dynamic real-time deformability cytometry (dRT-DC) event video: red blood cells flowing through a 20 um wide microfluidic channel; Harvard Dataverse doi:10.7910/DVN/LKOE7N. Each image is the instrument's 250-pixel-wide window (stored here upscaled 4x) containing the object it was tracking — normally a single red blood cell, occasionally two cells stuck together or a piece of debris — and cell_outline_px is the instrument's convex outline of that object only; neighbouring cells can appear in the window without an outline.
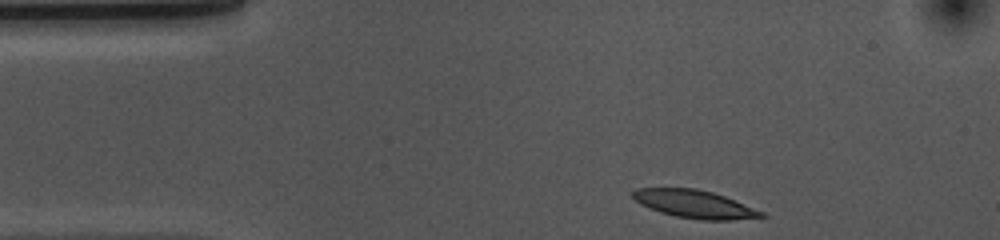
{"species": "common noctule bat (a hibernating species)", "species_latin": "Nyctalus noctula", "temperature_condition": "cold", "stored_images_in_passage": 35, "camera_frame_rate_fps": 3000, "um_per_image_px": 0.085, "animal": {"sex": "female", "body_mass_g": 10.0, "forearm_length_mm": 53.1}, "frame": {"image": 1, "passage_image": 1, "time_ms": 0.0, "image_size_px": [1000, 240], "cell_outline_px": [[768, 216], [732, 220], [700, 220], [676, 216], [660, 212], [648, 208], [640, 204], [632, 196], [632, 192], [636, 188], [696, 188], [712, 192], [724, 196], [764, 212]], "centroid_in_image_um": [59.02, 17.35], "position_along_channel_um": 26.0, "area_um2": 20.87}}
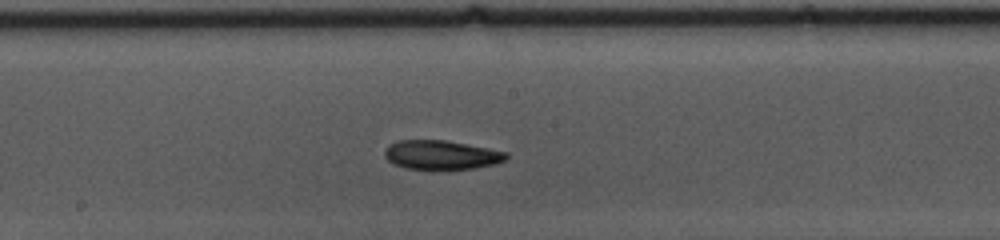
{"frame": {"image": 2, "passage_image": 20, "time_ms": 6.333, "image_size_px": [1000, 240], "cell_outline_px": [[508, 156], [504, 160], [496, 164], [472, 168], [432, 172], [404, 168], [392, 164], [384, 156], [384, 152], [396, 140], [444, 140], [508, 152]], "centroid_in_image_um": [37.48, 13.21], "position_along_channel_um": 210.7, "area_um2": 21.15}}
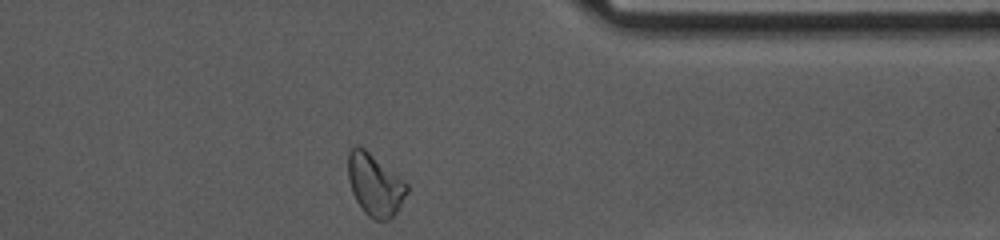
{"frame": {"image": 3, "passage_image": 35, "time_ms": 11.333, "image_size_px": [1000, 240], "cell_outline_px": [[408, 192], [396, 212], [388, 220], [372, 220], [364, 212], [356, 200], [352, 192], [348, 180], [348, 152], [356, 144], [360, 144], [404, 180], [408, 184]], "centroid_in_image_um": [31.85, 15.69], "position_along_channel_um": 379.5, "area_um2": 21.39}, "authors_computed_cell_mechanics": {"area_um2": 20.8658, "velocity_mm_per_s": 3.6508, "shape_relaxation_time_tau1_ms": 8.3054, "shape_relaxation_time_tau2_ms": 3.7786, "deformation_change_tau1": 0.1674, "deformation_change_tau2": 0.1073}}